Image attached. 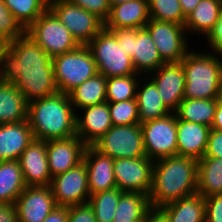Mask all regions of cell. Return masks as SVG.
I'll list each match as a JSON object with an SVG mask.
<instances>
[{
  "instance_id": "1",
  "label": "cell",
  "mask_w": 222,
  "mask_h": 222,
  "mask_svg": "<svg viewBox=\"0 0 222 222\" xmlns=\"http://www.w3.org/2000/svg\"><path fill=\"white\" fill-rule=\"evenodd\" d=\"M197 175L196 159L172 155L155 160L152 187L148 195L151 208H160L196 193Z\"/></svg>"
},
{
  "instance_id": "2",
  "label": "cell",
  "mask_w": 222,
  "mask_h": 222,
  "mask_svg": "<svg viewBox=\"0 0 222 222\" xmlns=\"http://www.w3.org/2000/svg\"><path fill=\"white\" fill-rule=\"evenodd\" d=\"M77 113L68 94L56 93L28 102L27 121L37 140L65 139L76 135Z\"/></svg>"
},
{
  "instance_id": "3",
  "label": "cell",
  "mask_w": 222,
  "mask_h": 222,
  "mask_svg": "<svg viewBox=\"0 0 222 222\" xmlns=\"http://www.w3.org/2000/svg\"><path fill=\"white\" fill-rule=\"evenodd\" d=\"M185 72L184 98L213 99L219 97L222 58L208 50H189L181 60Z\"/></svg>"
},
{
  "instance_id": "4",
  "label": "cell",
  "mask_w": 222,
  "mask_h": 222,
  "mask_svg": "<svg viewBox=\"0 0 222 222\" xmlns=\"http://www.w3.org/2000/svg\"><path fill=\"white\" fill-rule=\"evenodd\" d=\"M54 70L52 58L26 33L10 41L3 57L0 80L13 83L20 72Z\"/></svg>"
},
{
  "instance_id": "5",
  "label": "cell",
  "mask_w": 222,
  "mask_h": 222,
  "mask_svg": "<svg viewBox=\"0 0 222 222\" xmlns=\"http://www.w3.org/2000/svg\"><path fill=\"white\" fill-rule=\"evenodd\" d=\"M54 79L60 93L69 94L98 73L91 50L80 45L73 51L52 58Z\"/></svg>"
},
{
  "instance_id": "6",
  "label": "cell",
  "mask_w": 222,
  "mask_h": 222,
  "mask_svg": "<svg viewBox=\"0 0 222 222\" xmlns=\"http://www.w3.org/2000/svg\"><path fill=\"white\" fill-rule=\"evenodd\" d=\"M87 46L92 52L98 73L106 78L141 75L136 73L132 58L119 48L116 36L103 28Z\"/></svg>"
},
{
  "instance_id": "7",
  "label": "cell",
  "mask_w": 222,
  "mask_h": 222,
  "mask_svg": "<svg viewBox=\"0 0 222 222\" xmlns=\"http://www.w3.org/2000/svg\"><path fill=\"white\" fill-rule=\"evenodd\" d=\"M26 34L51 58L73 51L80 46L67 27L49 8L26 30Z\"/></svg>"
},
{
  "instance_id": "8",
  "label": "cell",
  "mask_w": 222,
  "mask_h": 222,
  "mask_svg": "<svg viewBox=\"0 0 222 222\" xmlns=\"http://www.w3.org/2000/svg\"><path fill=\"white\" fill-rule=\"evenodd\" d=\"M92 146L113 159L146 156L140 124L112 126Z\"/></svg>"
},
{
  "instance_id": "9",
  "label": "cell",
  "mask_w": 222,
  "mask_h": 222,
  "mask_svg": "<svg viewBox=\"0 0 222 222\" xmlns=\"http://www.w3.org/2000/svg\"><path fill=\"white\" fill-rule=\"evenodd\" d=\"M49 9L80 45H87L104 28V22L95 14L68 0H49Z\"/></svg>"
},
{
  "instance_id": "10",
  "label": "cell",
  "mask_w": 222,
  "mask_h": 222,
  "mask_svg": "<svg viewBox=\"0 0 222 222\" xmlns=\"http://www.w3.org/2000/svg\"><path fill=\"white\" fill-rule=\"evenodd\" d=\"M146 156L158 160L177 155V115L171 113L163 118L140 124Z\"/></svg>"
},
{
  "instance_id": "11",
  "label": "cell",
  "mask_w": 222,
  "mask_h": 222,
  "mask_svg": "<svg viewBox=\"0 0 222 222\" xmlns=\"http://www.w3.org/2000/svg\"><path fill=\"white\" fill-rule=\"evenodd\" d=\"M165 63H179L190 50L184 25L150 19L145 25Z\"/></svg>"
},
{
  "instance_id": "12",
  "label": "cell",
  "mask_w": 222,
  "mask_h": 222,
  "mask_svg": "<svg viewBox=\"0 0 222 222\" xmlns=\"http://www.w3.org/2000/svg\"><path fill=\"white\" fill-rule=\"evenodd\" d=\"M154 162L147 156L114 159L116 188L122 192L142 193L148 196L152 187Z\"/></svg>"
},
{
  "instance_id": "13",
  "label": "cell",
  "mask_w": 222,
  "mask_h": 222,
  "mask_svg": "<svg viewBox=\"0 0 222 222\" xmlns=\"http://www.w3.org/2000/svg\"><path fill=\"white\" fill-rule=\"evenodd\" d=\"M49 186L57 206L68 207L89 201L87 167L84 162L52 178Z\"/></svg>"
},
{
  "instance_id": "14",
  "label": "cell",
  "mask_w": 222,
  "mask_h": 222,
  "mask_svg": "<svg viewBox=\"0 0 222 222\" xmlns=\"http://www.w3.org/2000/svg\"><path fill=\"white\" fill-rule=\"evenodd\" d=\"M86 147L77 135L65 139L47 140L46 153L51 178L83 162Z\"/></svg>"
},
{
  "instance_id": "15",
  "label": "cell",
  "mask_w": 222,
  "mask_h": 222,
  "mask_svg": "<svg viewBox=\"0 0 222 222\" xmlns=\"http://www.w3.org/2000/svg\"><path fill=\"white\" fill-rule=\"evenodd\" d=\"M154 73V74H153ZM148 77L157 86L158 92L165 106L175 113L180 102L184 99L185 72L182 62L164 63Z\"/></svg>"
},
{
  "instance_id": "16",
  "label": "cell",
  "mask_w": 222,
  "mask_h": 222,
  "mask_svg": "<svg viewBox=\"0 0 222 222\" xmlns=\"http://www.w3.org/2000/svg\"><path fill=\"white\" fill-rule=\"evenodd\" d=\"M15 204L18 222H42L57 207L50 186H27Z\"/></svg>"
},
{
  "instance_id": "17",
  "label": "cell",
  "mask_w": 222,
  "mask_h": 222,
  "mask_svg": "<svg viewBox=\"0 0 222 222\" xmlns=\"http://www.w3.org/2000/svg\"><path fill=\"white\" fill-rule=\"evenodd\" d=\"M80 112L76 116V135L86 146H92L113 126L108 102L84 107Z\"/></svg>"
},
{
  "instance_id": "18",
  "label": "cell",
  "mask_w": 222,
  "mask_h": 222,
  "mask_svg": "<svg viewBox=\"0 0 222 222\" xmlns=\"http://www.w3.org/2000/svg\"><path fill=\"white\" fill-rule=\"evenodd\" d=\"M26 186H49L46 141L33 139L18 159Z\"/></svg>"
},
{
  "instance_id": "19",
  "label": "cell",
  "mask_w": 222,
  "mask_h": 222,
  "mask_svg": "<svg viewBox=\"0 0 222 222\" xmlns=\"http://www.w3.org/2000/svg\"><path fill=\"white\" fill-rule=\"evenodd\" d=\"M83 162L87 167L90 196L98 192L116 188L113 158L102 154L93 146H87Z\"/></svg>"
},
{
  "instance_id": "20",
  "label": "cell",
  "mask_w": 222,
  "mask_h": 222,
  "mask_svg": "<svg viewBox=\"0 0 222 222\" xmlns=\"http://www.w3.org/2000/svg\"><path fill=\"white\" fill-rule=\"evenodd\" d=\"M148 0H130L122 4L112 5L104 28L115 30L121 28H145L149 22Z\"/></svg>"
},
{
  "instance_id": "21",
  "label": "cell",
  "mask_w": 222,
  "mask_h": 222,
  "mask_svg": "<svg viewBox=\"0 0 222 222\" xmlns=\"http://www.w3.org/2000/svg\"><path fill=\"white\" fill-rule=\"evenodd\" d=\"M211 127L177 117V155L200 160L204 157Z\"/></svg>"
},
{
  "instance_id": "22",
  "label": "cell",
  "mask_w": 222,
  "mask_h": 222,
  "mask_svg": "<svg viewBox=\"0 0 222 222\" xmlns=\"http://www.w3.org/2000/svg\"><path fill=\"white\" fill-rule=\"evenodd\" d=\"M33 139L27 120L0 124V162L18 160Z\"/></svg>"
},
{
  "instance_id": "23",
  "label": "cell",
  "mask_w": 222,
  "mask_h": 222,
  "mask_svg": "<svg viewBox=\"0 0 222 222\" xmlns=\"http://www.w3.org/2000/svg\"><path fill=\"white\" fill-rule=\"evenodd\" d=\"M13 84L22 92L28 102L58 93L54 70L20 72Z\"/></svg>"
},
{
  "instance_id": "24",
  "label": "cell",
  "mask_w": 222,
  "mask_h": 222,
  "mask_svg": "<svg viewBox=\"0 0 222 222\" xmlns=\"http://www.w3.org/2000/svg\"><path fill=\"white\" fill-rule=\"evenodd\" d=\"M136 100L138 104L140 124L150 120L163 118L172 113L163 103L157 86L148 75H145L144 79L142 76L139 80Z\"/></svg>"
},
{
  "instance_id": "25",
  "label": "cell",
  "mask_w": 222,
  "mask_h": 222,
  "mask_svg": "<svg viewBox=\"0 0 222 222\" xmlns=\"http://www.w3.org/2000/svg\"><path fill=\"white\" fill-rule=\"evenodd\" d=\"M168 222H205V198L198 192L159 208Z\"/></svg>"
},
{
  "instance_id": "26",
  "label": "cell",
  "mask_w": 222,
  "mask_h": 222,
  "mask_svg": "<svg viewBox=\"0 0 222 222\" xmlns=\"http://www.w3.org/2000/svg\"><path fill=\"white\" fill-rule=\"evenodd\" d=\"M132 62L136 73L145 75L156 71L165 62L161 59L149 31L146 28L137 29L134 35V57Z\"/></svg>"
},
{
  "instance_id": "27",
  "label": "cell",
  "mask_w": 222,
  "mask_h": 222,
  "mask_svg": "<svg viewBox=\"0 0 222 222\" xmlns=\"http://www.w3.org/2000/svg\"><path fill=\"white\" fill-rule=\"evenodd\" d=\"M28 101L13 84L0 80V124L27 120Z\"/></svg>"
},
{
  "instance_id": "28",
  "label": "cell",
  "mask_w": 222,
  "mask_h": 222,
  "mask_svg": "<svg viewBox=\"0 0 222 222\" xmlns=\"http://www.w3.org/2000/svg\"><path fill=\"white\" fill-rule=\"evenodd\" d=\"M222 15V6L219 0H201L195 9L186 17L185 29L190 33L205 37L214 28Z\"/></svg>"
},
{
  "instance_id": "29",
  "label": "cell",
  "mask_w": 222,
  "mask_h": 222,
  "mask_svg": "<svg viewBox=\"0 0 222 222\" xmlns=\"http://www.w3.org/2000/svg\"><path fill=\"white\" fill-rule=\"evenodd\" d=\"M71 104L75 111L90 106L97 105L106 100V77L100 73L84 81L69 94ZM77 109V110H76Z\"/></svg>"
},
{
  "instance_id": "30",
  "label": "cell",
  "mask_w": 222,
  "mask_h": 222,
  "mask_svg": "<svg viewBox=\"0 0 222 222\" xmlns=\"http://www.w3.org/2000/svg\"><path fill=\"white\" fill-rule=\"evenodd\" d=\"M19 160L0 162V203H15L26 188Z\"/></svg>"
},
{
  "instance_id": "31",
  "label": "cell",
  "mask_w": 222,
  "mask_h": 222,
  "mask_svg": "<svg viewBox=\"0 0 222 222\" xmlns=\"http://www.w3.org/2000/svg\"><path fill=\"white\" fill-rule=\"evenodd\" d=\"M197 192L204 198L222 193V158L198 160Z\"/></svg>"
},
{
  "instance_id": "32",
  "label": "cell",
  "mask_w": 222,
  "mask_h": 222,
  "mask_svg": "<svg viewBox=\"0 0 222 222\" xmlns=\"http://www.w3.org/2000/svg\"><path fill=\"white\" fill-rule=\"evenodd\" d=\"M218 98L187 99L184 98L175 112L181 120L212 127Z\"/></svg>"
},
{
  "instance_id": "33",
  "label": "cell",
  "mask_w": 222,
  "mask_h": 222,
  "mask_svg": "<svg viewBox=\"0 0 222 222\" xmlns=\"http://www.w3.org/2000/svg\"><path fill=\"white\" fill-rule=\"evenodd\" d=\"M151 209L149 197L142 193L123 192L113 222H137Z\"/></svg>"
},
{
  "instance_id": "34",
  "label": "cell",
  "mask_w": 222,
  "mask_h": 222,
  "mask_svg": "<svg viewBox=\"0 0 222 222\" xmlns=\"http://www.w3.org/2000/svg\"><path fill=\"white\" fill-rule=\"evenodd\" d=\"M4 3L25 30L49 8V0H4Z\"/></svg>"
},
{
  "instance_id": "35",
  "label": "cell",
  "mask_w": 222,
  "mask_h": 222,
  "mask_svg": "<svg viewBox=\"0 0 222 222\" xmlns=\"http://www.w3.org/2000/svg\"><path fill=\"white\" fill-rule=\"evenodd\" d=\"M122 193L120 189L114 188L89 197L88 203L93 208L97 222H113V216Z\"/></svg>"
},
{
  "instance_id": "36",
  "label": "cell",
  "mask_w": 222,
  "mask_h": 222,
  "mask_svg": "<svg viewBox=\"0 0 222 222\" xmlns=\"http://www.w3.org/2000/svg\"><path fill=\"white\" fill-rule=\"evenodd\" d=\"M140 77L142 76L129 75L123 77L106 78L107 102H120L136 99L137 86Z\"/></svg>"
},
{
  "instance_id": "37",
  "label": "cell",
  "mask_w": 222,
  "mask_h": 222,
  "mask_svg": "<svg viewBox=\"0 0 222 222\" xmlns=\"http://www.w3.org/2000/svg\"><path fill=\"white\" fill-rule=\"evenodd\" d=\"M148 6L150 19L185 24L186 16L179 0H148Z\"/></svg>"
},
{
  "instance_id": "38",
  "label": "cell",
  "mask_w": 222,
  "mask_h": 222,
  "mask_svg": "<svg viewBox=\"0 0 222 222\" xmlns=\"http://www.w3.org/2000/svg\"><path fill=\"white\" fill-rule=\"evenodd\" d=\"M113 126L140 124L136 99L108 102Z\"/></svg>"
},
{
  "instance_id": "39",
  "label": "cell",
  "mask_w": 222,
  "mask_h": 222,
  "mask_svg": "<svg viewBox=\"0 0 222 222\" xmlns=\"http://www.w3.org/2000/svg\"><path fill=\"white\" fill-rule=\"evenodd\" d=\"M26 30L10 12L4 0H0V37L9 41L22 37Z\"/></svg>"
},
{
  "instance_id": "40",
  "label": "cell",
  "mask_w": 222,
  "mask_h": 222,
  "mask_svg": "<svg viewBox=\"0 0 222 222\" xmlns=\"http://www.w3.org/2000/svg\"><path fill=\"white\" fill-rule=\"evenodd\" d=\"M72 4L95 14L103 22L108 18L111 4L109 0H68Z\"/></svg>"
},
{
  "instance_id": "41",
  "label": "cell",
  "mask_w": 222,
  "mask_h": 222,
  "mask_svg": "<svg viewBox=\"0 0 222 222\" xmlns=\"http://www.w3.org/2000/svg\"><path fill=\"white\" fill-rule=\"evenodd\" d=\"M68 222H97L92 206L84 204L68 206Z\"/></svg>"
},
{
  "instance_id": "42",
  "label": "cell",
  "mask_w": 222,
  "mask_h": 222,
  "mask_svg": "<svg viewBox=\"0 0 222 222\" xmlns=\"http://www.w3.org/2000/svg\"><path fill=\"white\" fill-rule=\"evenodd\" d=\"M205 222H222V193L205 198Z\"/></svg>"
},
{
  "instance_id": "43",
  "label": "cell",
  "mask_w": 222,
  "mask_h": 222,
  "mask_svg": "<svg viewBox=\"0 0 222 222\" xmlns=\"http://www.w3.org/2000/svg\"><path fill=\"white\" fill-rule=\"evenodd\" d=\"M118 41L119 48L131 58L134 57V35L137 33V28H121L110 30Z\"/></svg>"
},
{
  "instance_id": "44",
  "label": "cell",
  "mask_w": 222,
  "mask_h": 222,
  "mask_svg": "<svg viewBox=\"0 0 222 222\" xmlns=\"http://www.w3.org/2000/svg\"><path fill=\"white\" fill-rule=\"evenodd\" d=\"M207 47L210 46L211 51L220 58L222 57V15L220 20L215 24L214 28L206 36Z\"/></svg>"
},
{
  "instance_id": "45",
  "label": "cell",
  "mask_w": 222,
  "mask_h": 222,
  "mask_svg": "<svg viewBox=\"0 0 222 222\" xmlns=\"http://www.w3.org/2000/svg\"><path fill=\"white\" fill-rule=\"evenodd\" d=\"M204 157L222 158V131L210 130Z\"/></svg>"
},
{
  "instance_id": "46",
  "label": "cell",
  "mask_w": 222,
  "mask_h": 222,
  "mask_svg": "<svg viewBox=\"0 0 222 222\" xmlns=\"http://www.w3.org/2000/svg\"><path fill=\"white\" fill-rule=\"evenodd\" d=\"M0 222H18L15 203H0Z\"/></svg>"
},
{
  "instance_id": "47",
  "label": "cell",
  "mask_w": 222,
  "mask_h": 222,
  "mask_svg": "<svg viewBox=\"0 0 222 222\" xmlns=\"http://www.w3.org/2000/svg\"><path fill=\"white\" fill-rule=\"evenodd\" d=\"M42 222H68V207H55Z\"/></svg>"
},
{
  "instance_id": "48",
  "label": "cell",
  "mask_w": 222,
  "mask_h": 222,
  "mask_svg": "<svg viewBox=\"0 0 222 222\" xmlns=\"http://www.w3.org/2000/svg\"><path fill=\"white\" fill-rule=\"evenodd\" d=\"M145 222H168L159 208H151L145 215Z\"/></svg>"
},
{
  "instance_id": "49",
  "label": "cell",
  "mask_w": 222,
  "mask_h": 222,
  "mask_svg": "<svg viewBox=\"0 0 222 222\" xmlns=\"http://www.w3.org/2000/svg\"><path fill=\"white\" fill-rule=\"evenodd\" d=\"M211 129L222 131V102L217 101L216 113L212 123Z\"/></svg>"
},
{
  "instance_id": "50",
  "label": "cell",
  "mask_w": 222,
  "mask_h": 222,
  "mask_svg": "<svg viewBox=\"0 0 222 222\" xmlns=\"http://www.w3.org/2000/svg\"><path fill=\"white\" fill-rule=\"evenodd\" d=\"M201 0H179L183 14L187 17Z\"/></svg>"
},
{
  "instance_id": "51",
  "label": "cell",
  "mask_w": 222,
  "mask_h": 222,
  "mask_svg": "<svg viewBox=\"0 0 222 222\" xmlns=\"http://www.w3.org/2000/svg\"><path fill=\"white\" fill-rule=\"evenodd\" d=\"M9 43H10L9 40H7L3 37H0V71L2 68L4 54L9 49Z\"/></svg>"
},
{
  "instance_id": "52",
  "label": "cell",
  "mask_w": 222,
  "mask_h": 222,
  "mask_svg": "<svg viewBox=\"0 0 222 222\" xmlns=\"http://www.w3.org/2000/svg\"><path fill=\"white\" fill-rule=\"evenodd\" d=\"M109 1L112 6V5H116V4H122V3L128 2L130 0H109Z\"/></svg>"
},
{
  "instance_id": "53",
  "label": "cell",
  "mask_w": 222,
  "mask_h": 222,
  "mask_svg": "<svg viewBox=\"0 0 222 222\" xmlns=\"http://www.w3.org/2000/svg\"><path fill=\"white\" fill-rule=\"evenodd\" d=\"M218 100L222 102V74H221V83H220V88H219V97Z\"/></svg>"
},
{
  "instance_id": "54",
  "label": "cell",
  "mask_w": 222,
  "mask_h": 222,
  "mask_svg": "<svg viewBox=\"0 0 222 222\" xmlns=\"http://www.w3.org/2000/svg\"><path fill=\"white\" fill-rule=\"evenodd\" d=\"M137 222H145V217H144V219L139 220V221H137Z\"/></svg>"
}]
</instances>
